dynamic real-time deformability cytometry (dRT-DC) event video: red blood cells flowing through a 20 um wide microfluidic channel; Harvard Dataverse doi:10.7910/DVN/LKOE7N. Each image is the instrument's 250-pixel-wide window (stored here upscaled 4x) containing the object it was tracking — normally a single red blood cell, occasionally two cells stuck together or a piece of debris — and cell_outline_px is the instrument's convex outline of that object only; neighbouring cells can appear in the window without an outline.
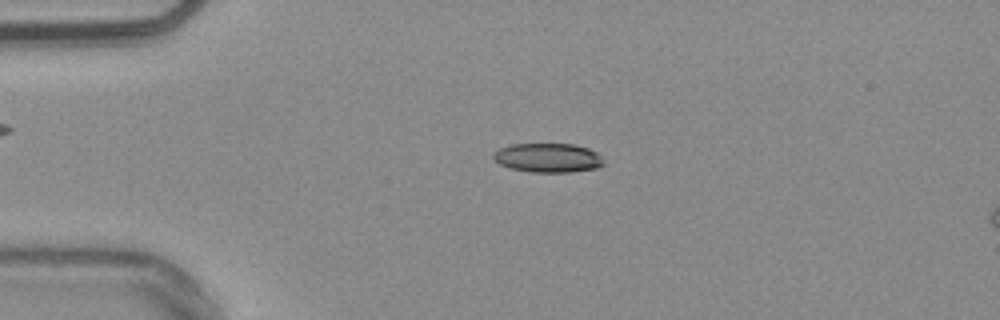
{"species": "common noctule bat (a hibernating species)", "species_latin": "Nyctalus noctula", "temperature_condition": "warm", "stored_images_in_passage": 48, "camera_frame_rate_fps": 3000, "um_per_image_px": 0.085, "animal": {"sex": "male", "body_mass_g": 20.4}, "frame": {"image": 1, "passage_image": 7, "time_ms": 2.0, "image_size_px": [1000, 320], "cell_outline_px": [[604, 164], [596, 168], [568, 172], [532, 172], [508, 168], [500, 164], [492, 156], [500, 148], [512, 144], [572, 144], [588, 148], [596, 152], [604, 160]], "centroid_in_image_um": [46.59, 13.41], "position_along_channel_um": 38.4, "area_um2": 18.61}}
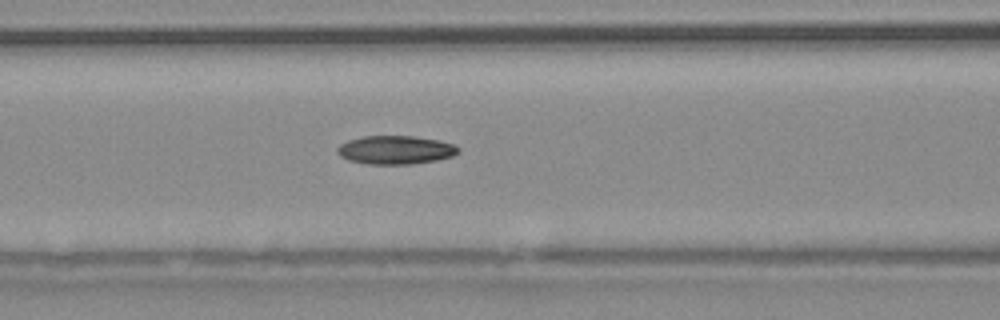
{"frame": {"image": 2, "passage_image": 17, "time_ms": 5.333, "image_size_px": [1000, 320], "cell_outline_px": [[460, 152], [452, 156], [436, 160], [412, 164], [368, 164], [348, 160], [340, 156], [336, 152], [336, 148], [340, 144], [348, 140], [364, 136], [412, 136], [436, 140], [452, 144], [460, 148]], "centroid_in_image_um": [33.58, 12.75], "position_along_channel_um": 133.0, "area_um2": 20.06}}
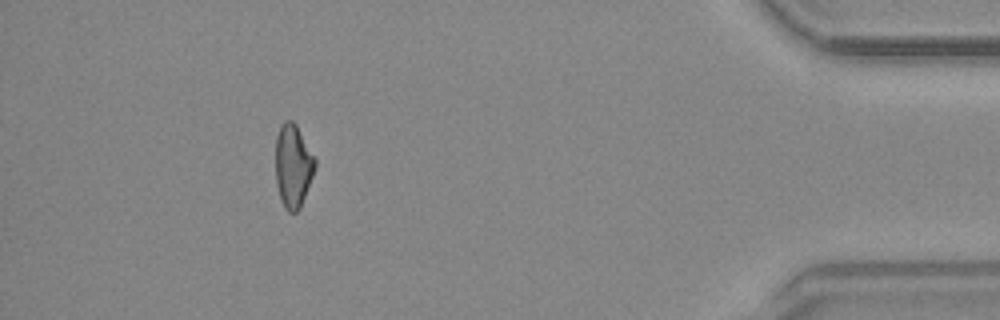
{"frame": {"image": 3, "passage_image": 43, "time_ms": 14.0, "image_size_px": [1000, 320], "cell_outline_px": [[316, 164], [312, 176], [300, 208], [296, 212], [288, 212], [284, 208], [280, 200], [276, 184], [276, 136], [280, 124], [284, 120], [292, 120], [296, 124], [316, 160]], "centroid_in_image_um": [24.88, 14.09], "position_along_channel_um": 410.3, "area_um2": 19.13}, "authors_computed_cell_mechanics": {"area_um2": 19.4786, "velocity_mm_per_s": 3.8444, "shape_relaxation_time_tau1_ms": 5.7533, "shape_relaxation_time_tau2_ms": 7.2877, "deformation_change_tau1": 0.1601, "deformation_change_tau2": 0.1566}}